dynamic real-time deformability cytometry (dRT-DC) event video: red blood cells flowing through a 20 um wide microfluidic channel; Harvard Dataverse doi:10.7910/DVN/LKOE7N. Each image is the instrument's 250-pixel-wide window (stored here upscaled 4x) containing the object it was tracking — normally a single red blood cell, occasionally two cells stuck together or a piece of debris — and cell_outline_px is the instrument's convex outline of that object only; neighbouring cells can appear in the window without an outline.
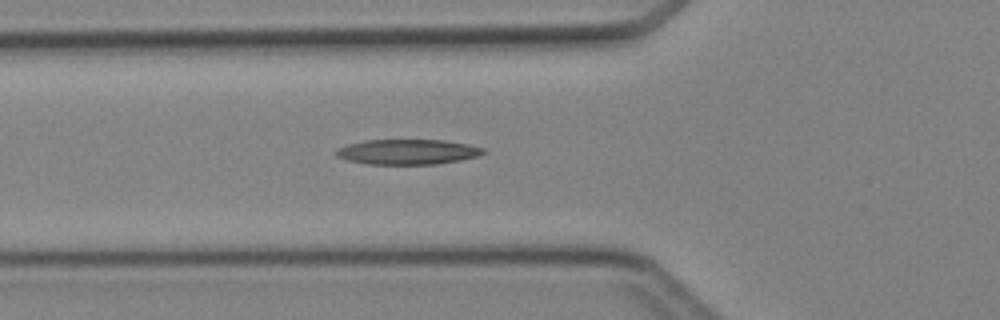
{"species": "Egyptian fruit bat (a non-hibernating species)", "species_latin": "Rousettus aegyptiacus", "temperature_condition": "cold", "stored_images_in_passage": 32, "camera_frame_rate_fps": 3000, "um_per_image_px": 0.085, "animal": {"sex": "female"}, "frame": {"image": 1, "passage_image": 8, "time_ms": 2.333, "image_size_px": [1000, 320], "cell_outline_px": [[488, 152], [480, 156], [460, 160], [436, 164], [368, 164], [348, 160], [336, 156], [336, 148], [348, 144], [364, 140], [444, 140], [468, 144], [484, 148]], "centroid_in_image_um": [34.68, 12.9], "position_along_channel_um": 91.1, "area_um2": 21.68}}
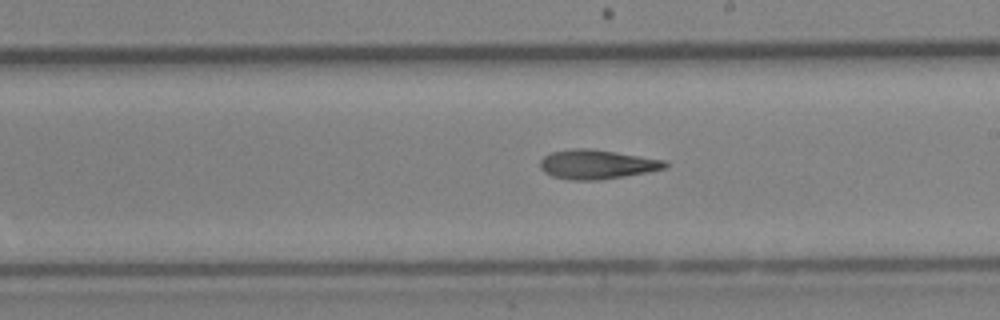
{"frame": {"image": 2, "passage_image": 18, "time_ms": 5.667, "image_size_px": [1000, 320], "cell_outline_px": [[668, 164], [664, 168], [648, 172], [600, 180], [568, 180], [552, 176], [544, 172], [540, 168], [540, 160], [544, 156], [552, 152], [572, 148], [588, 148], [668, 160]], "centroid_in_image_um": [50.72, 13.97], "position_along_channel_um": 238.3, "area_um2": 21.39}}
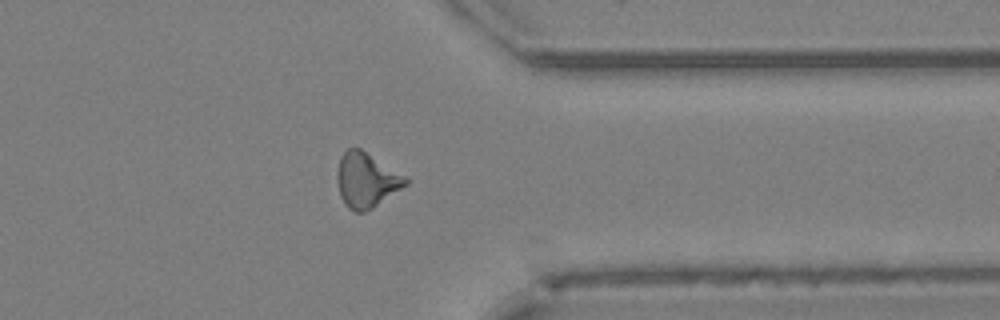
{"frame": {"image": 3, "passage_image": 28, "time_ms": 9.0, "image_size_px": [1000, 320], "cell_outline_px": [[408, 184], [372, 208], [364, 212], [356, 212], [348, 208], [344, 204], [340, 196], [336, 180], [336, 172], [340, 156], [348, 148], [360, 148], [408, 176]], "centroid_in_image_um": [31.13, 15.3], "position_along_channel_um": 380.3, "area_um2": 22.14}}